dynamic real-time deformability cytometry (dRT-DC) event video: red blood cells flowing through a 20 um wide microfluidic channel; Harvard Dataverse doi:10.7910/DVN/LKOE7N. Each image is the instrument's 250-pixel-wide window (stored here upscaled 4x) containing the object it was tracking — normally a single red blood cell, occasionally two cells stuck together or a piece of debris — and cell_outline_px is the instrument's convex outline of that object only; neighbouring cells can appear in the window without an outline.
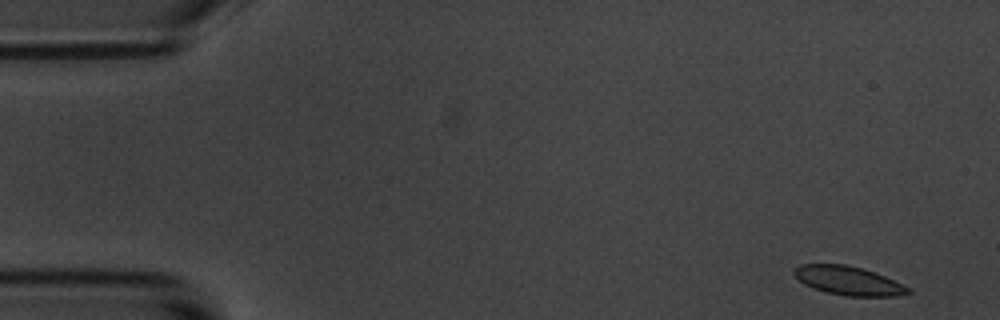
{"species": "common noctule bat (a hibernating species)", "species_latin": "Nyctalus noctula", "temperature_condition": "room temperature", "stored_images_in_passage": 8, "camera_frame_rate_fps": 3000, "um_per_image_px": 0.085, "animal": {"sex": "male", "body_mass_g": 20.1, "forearm_length_mm": 53.5}, "frame": {"image": 1, "passage_image": 1, "time_ms": 0.0, "image_size_px": [1000, 320], "cell_outline_px": [[912, 292], [896, 296], [844, 296], [824, 292], [812, 288], [804, 284], [792, 272], [800, 264], [844, 264], [860, 268], [884, 276], [912, 288]], "centroid_in_image_um": [72.11, 23.87], "position_along_channel_um": 12.9, "area_um2": 19.07}}
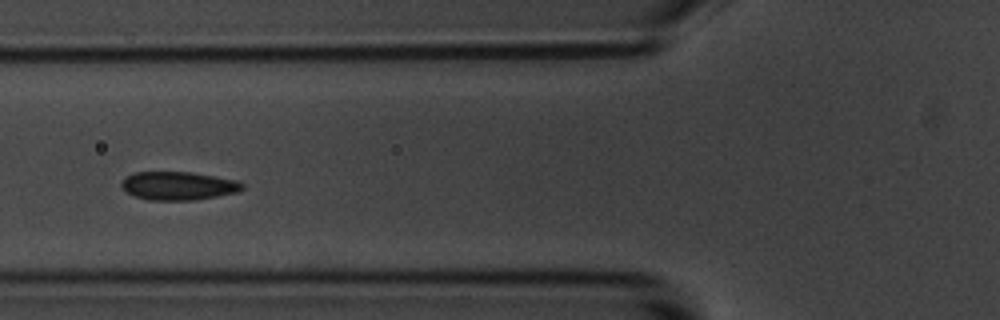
{"frame": {"image": 2, "passage_image": 6, "time_ms": 6.0, "image_size_px": [1000, 320], "cell_outline_px": [[244, 188], [236, 192], [196, 200], [148, 200], [136, 196], [128, 192], [120, 184], [128, 176], [136, 172], [192, 172], [236, 180], [244, 184]], "centroid_in_image_um": [15.19, 15.79], "position_along_channel_um": 110.6, "area_um2": 19.71}}
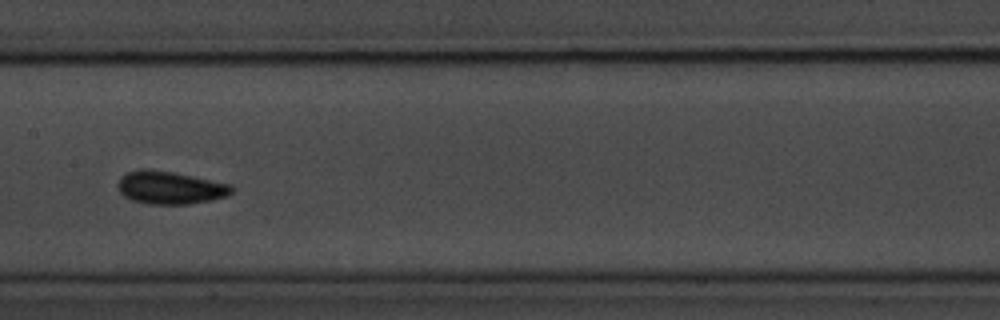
{"frame": {"image": 3, "passage_image": 8, "time_ms": 8.333, "image_size_px": [1000, 320], "cell_outline_px": [[232, 192], [228, 196], [212, 200], [188, 204], [148, 204], [132, 200], [124, 196], [120, 192], [116, 184], [120, 176], [128, 172], [144, 168], [148, 168], [172, 172], [232, 184]], "centroid_in_image_um": [14.44, 15.95], "position_along_channel_um": 193.0, "area_um2": 21.91}}